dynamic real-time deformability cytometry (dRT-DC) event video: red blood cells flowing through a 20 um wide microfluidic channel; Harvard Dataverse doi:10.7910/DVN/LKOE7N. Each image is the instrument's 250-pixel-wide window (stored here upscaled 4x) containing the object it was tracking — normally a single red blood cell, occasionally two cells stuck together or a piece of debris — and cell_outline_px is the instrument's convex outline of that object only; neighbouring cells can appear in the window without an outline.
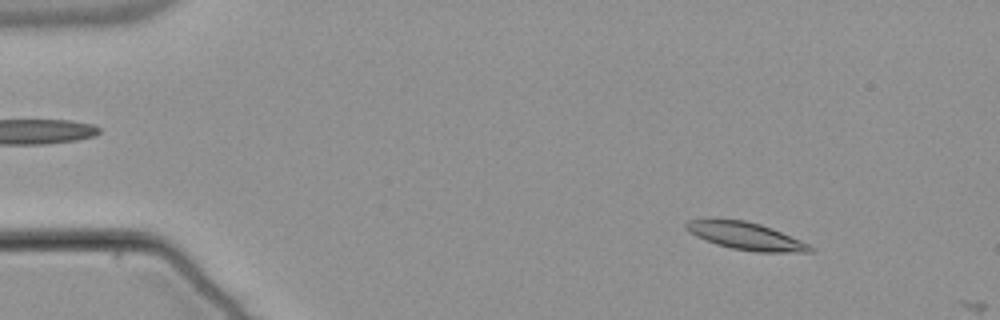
{"species": "common noctule bat (a hibernating species)", "species_latin": "Nyctalus noctula", "temperature_condition": "warm", "stored_images_in_passage": 9, "camera_frame_rate_fps": 3000, "um_per_image_px": 0.085, "animal": {"sex": "male", "body_mass_g": 21.5, "forearm_length_mm": 52.0}, "frame": {"image": 1, "passage_image": 7, "time_ms": 2.0, "image_size_px": [1000, 320], "cell_outline_px": [[816, 248], [812, 252], [756, 252], [732, 248], [716, 244], [696, 236], [684, 224], [688, 220], [708, 216], [744, 220], [760, 224], [772, 228], [800, 240]], "centroid_in_image_um": [63.36, 20.02], "position_along_channel_um": 21.6, "area_um2": 20.17}}